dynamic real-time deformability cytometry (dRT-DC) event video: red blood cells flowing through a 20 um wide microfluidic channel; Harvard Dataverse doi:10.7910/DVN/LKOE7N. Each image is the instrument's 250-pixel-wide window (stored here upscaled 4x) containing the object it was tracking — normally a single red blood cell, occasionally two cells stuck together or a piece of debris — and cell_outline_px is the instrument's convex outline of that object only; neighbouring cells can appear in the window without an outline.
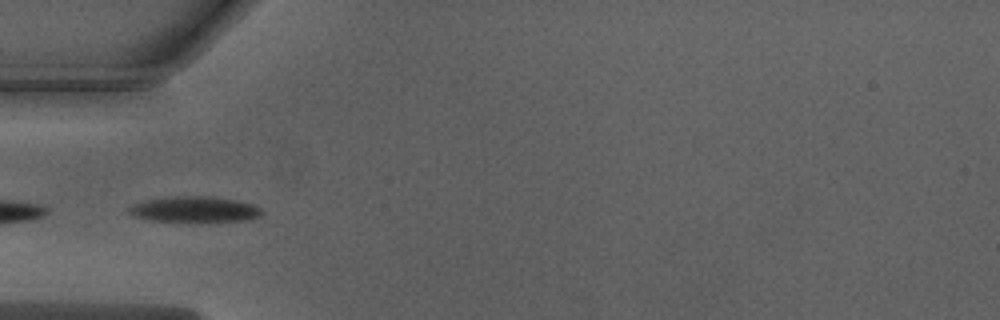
{"species": "Egyptian fruit bat (a non-hibernating species)", "species_latin": "Rousettus aegyptiacus", "temperature_condition": "warm", "stored_images_in_passage": 49, "camera_frame_rate_fps": 3000, "um_per_image_px": 0.085, "animal": {"sex": "male"}, "frame": {"image": 1, "passage_image": 14, "time_ms": 4.333, "image_size_px": [1000, 320], "cell_outline_px": [[264, 212], [260, 216], [248, 220], [196, 224], [192, 224], [152, 220], [136, 216], [128, 212], [128, 208], [132, 204], [144, 200], [172, 196], [212, 196], [236, 200], [252, 204], [260, 208]], "centroid_in_image_um": [16.56, 17.83], "position_along_channel_um": 68.4, "area_um2": 20.87}}
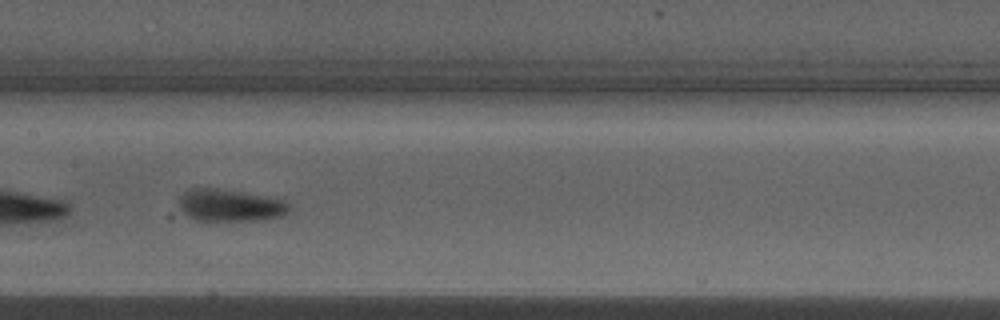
{"frame": {"image": 2, "passage_image": 23, "time_ms": 7.333, "image_size_px": [1000, 320], "cell_outline_px": [[292, 208], [284, 216], [264, 220], [196, 220], [188, 216], [180, 208], [180, 196], [188, 188], [216, 188], [268, 196], [284, 200]], "centroid_in_image_um": [19.6, 17.45], "position_along_channel_um": 187.8, "area_um2": 20.75}}
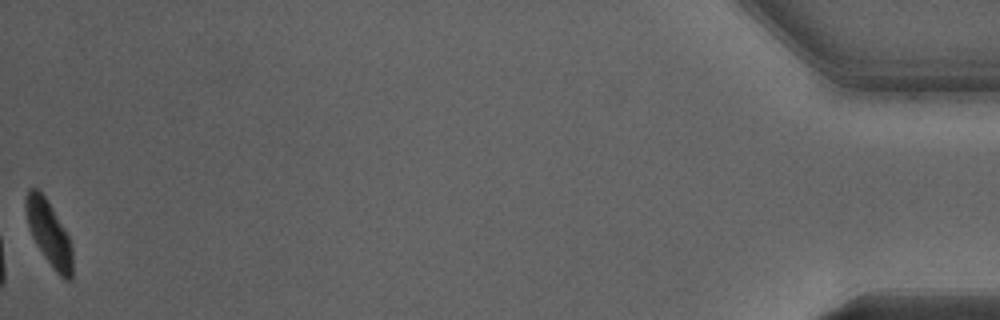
{"frame": {"image": 3, "passage_image": 49, "time_ms": 16.0, "image_size_px": [1000, 320], "cell_outline_px": [[72, 280], [64, 280], [56, 272], [44, 256], [36, 244], [32, 236], [28, 224], [24, 204], [28, 188], [36, 188], [44, 196], [52, 208], [68, 236], [72, 248]], "centroid_in_image_um": [4.16, 19.84], "position_along_channel_um": 431.0, "area_um2": 17.28}, "authors_computed_cell_mechanics": {"area_um2": 20.2878, "velocity_mm_per_s": 3.9816, "shape_relaxation_time_tau1_ms": 2.6692, "shape_relaxation_time_tau2_ms": null, "deformation_change_tau1": 0.1731, "deformation_change_tau2": null}}